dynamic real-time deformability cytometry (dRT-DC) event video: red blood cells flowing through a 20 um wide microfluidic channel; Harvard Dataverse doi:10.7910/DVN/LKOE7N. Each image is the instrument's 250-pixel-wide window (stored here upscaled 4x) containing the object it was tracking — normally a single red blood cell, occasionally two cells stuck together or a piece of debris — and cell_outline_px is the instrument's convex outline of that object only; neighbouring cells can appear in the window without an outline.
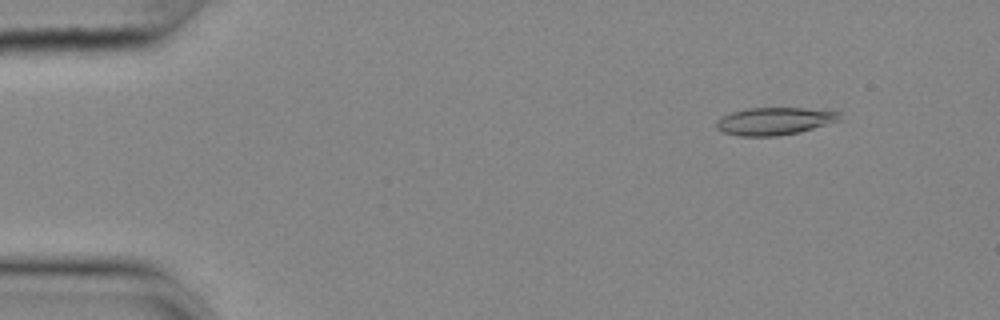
{"species": "common noctule bat (a hibernating species)", "species_latin": "Nyctalus noctula", "temperature_condition": "cold", "stored_images_in_passage": 20, "camera_frame_rate_fps": 3000, "um_per_image_px": 0.085, "animal": {"sex": "female", "body_mass_g": 25.1}, "frame": {"image": 1, "passage_image": 6, "time_ms": 1.667, "image_size_px": [1000, 320], "cell_outline_px": [[844, 120], [800, 132], [776, 136], [740, 136], [724, 132], [716, 128], [716, 120], [732, 112], [748, 108], [804, 108], [840, 112]], "centroid_in_image_um": [65.89, 10.3], "position_along_channel_um": 19.1, "area_um2": 19.88}}
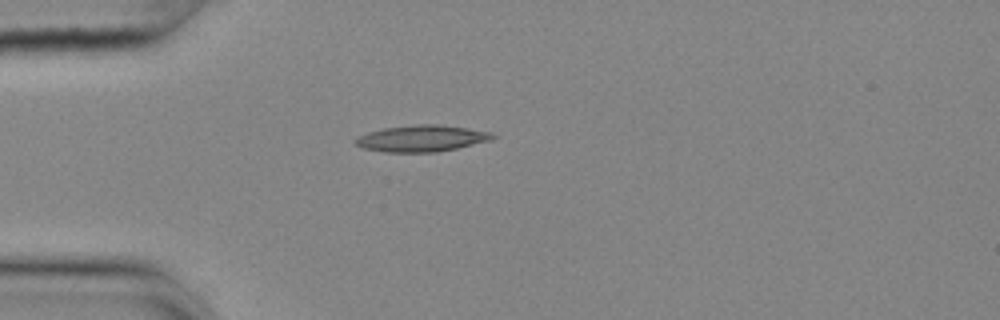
{"frame": {"image": 2, "passage_image": 15, "time_ms": 4.667, "image_size_px": [1000, 320], "cell_outline_px": [[496, 136], [492, 140], [456, 148], [436, 152], [384, 152], [364, 148], [356, 144], [352, 140], [368, 132], [384, 128], [416, 124], [440, 124], [468, 128], [492, 132]], "centroid_in_image_um": [35.86, 11.76], "position_along_channel_um": 49.1, "area_um2": 21.15}}
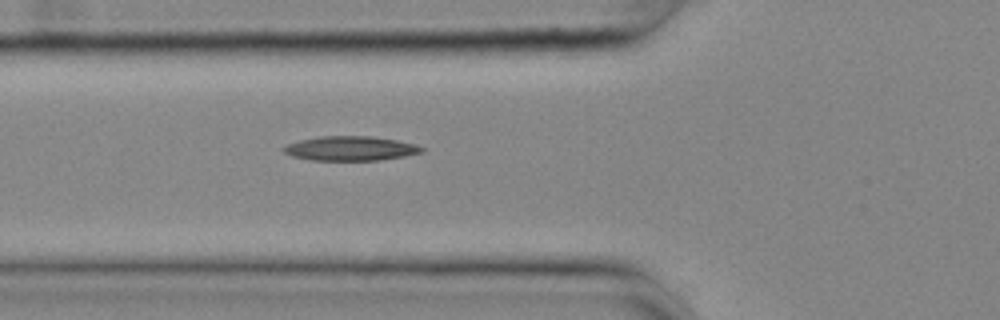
{"frame": {"image": 3, "passage_image": 20, "time_ms": 6.333, "image_size_px": [1000, 320], "cell_outline_px": [[424, 152], [404, 156], [380, 160], [312, 160], [292, 156], [284, 152], [280, 148], [288, 144], [300, 140], [316, 136], [372, 136], [396, 140], [416, 144], [424, 148]], "centroid_in_image_um": [29.79, 12.61], "position_along_channel_um": 96.0, "area_um2": 19.71}}